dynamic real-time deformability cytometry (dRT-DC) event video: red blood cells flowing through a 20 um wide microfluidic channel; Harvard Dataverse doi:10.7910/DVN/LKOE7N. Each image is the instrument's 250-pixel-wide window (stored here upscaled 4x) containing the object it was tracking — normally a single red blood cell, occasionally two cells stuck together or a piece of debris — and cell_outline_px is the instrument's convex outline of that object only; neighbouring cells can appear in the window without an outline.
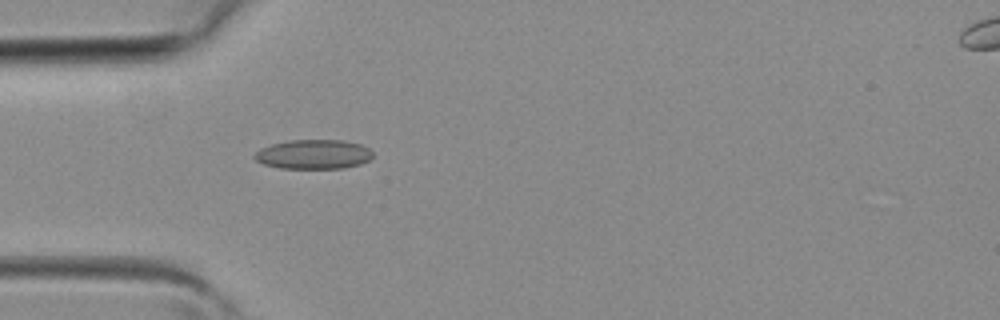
{"species": "common noctule bat (a hibernating species)", "species_latin": "Nyctalus noctula", "temperature_condition": "room temperature", "stored_images_in_passage": 4, "camera_frame_rate_fps": 3000, "um_per_image_px": 0.085, "animal": {"sex": "female", "body_mass_g": 19.3, "forearm_length_mm": 54.1}, "frame": {"image": 1, "passage_image": 3, "time_ms": 0.667, "image_size_px": [1000, 320], "cell_outline_px": [[372, 156], [368, 160], [360, 164], [344, 168], [280, 168], [264, 164], [256, 160], [252, 156], [260, 148], [272, 144], [292, 140], [344, 140], [360, 144], [368, 148], [372, 152]], "centroid_in_image_um": [26.64, 13.11], "position_along_channel_um": 58.4, "area_um2": 20.17}}